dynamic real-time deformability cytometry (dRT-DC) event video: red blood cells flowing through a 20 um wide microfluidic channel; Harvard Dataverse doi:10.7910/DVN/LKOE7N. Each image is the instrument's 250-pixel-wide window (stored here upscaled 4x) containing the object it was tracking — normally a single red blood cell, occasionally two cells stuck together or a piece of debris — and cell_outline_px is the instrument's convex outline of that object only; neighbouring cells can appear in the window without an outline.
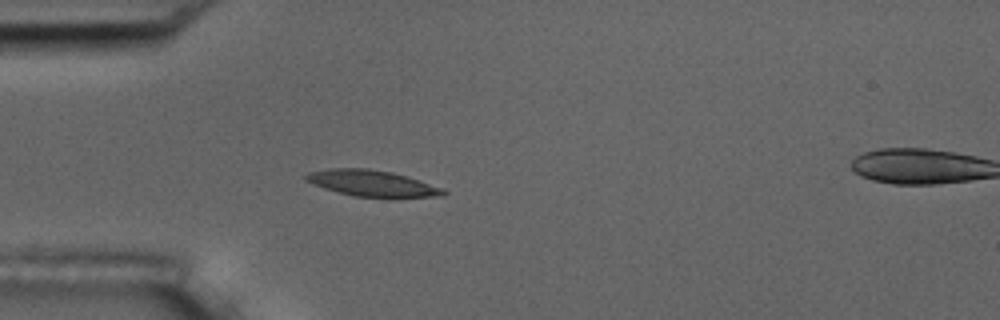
{"species": "common noctule bat (a hibernating species)", "species_latin": "Nyctalus noctula", "temperature_condition": "room temperature", "stored_images_in_passage": 6, "segment_of_instrument_passage": [1, 2], "camera_frame_rate_fps": 3000, "um_per_image_px": 0.085, "animal": {"sex": "male", "body_mass_g": 17.5, "forearm_length_mm": 52.3}, "frame": {"image": 1, "passage_image": 5, "time_ms": 4.667, "image_size_px": [1000, 320], "cell_outline_px": [[448, 192], [444, 196], [352, 196], [324, 188], [304, 180], [304, 176], [308, 172], [332, 168], [368, 168], [392, 172], [440, 188]], "centroid_in_image_um": [31.52, 15.56], "position_along_channel_um": 53.5, "area_um2": 20.23}}